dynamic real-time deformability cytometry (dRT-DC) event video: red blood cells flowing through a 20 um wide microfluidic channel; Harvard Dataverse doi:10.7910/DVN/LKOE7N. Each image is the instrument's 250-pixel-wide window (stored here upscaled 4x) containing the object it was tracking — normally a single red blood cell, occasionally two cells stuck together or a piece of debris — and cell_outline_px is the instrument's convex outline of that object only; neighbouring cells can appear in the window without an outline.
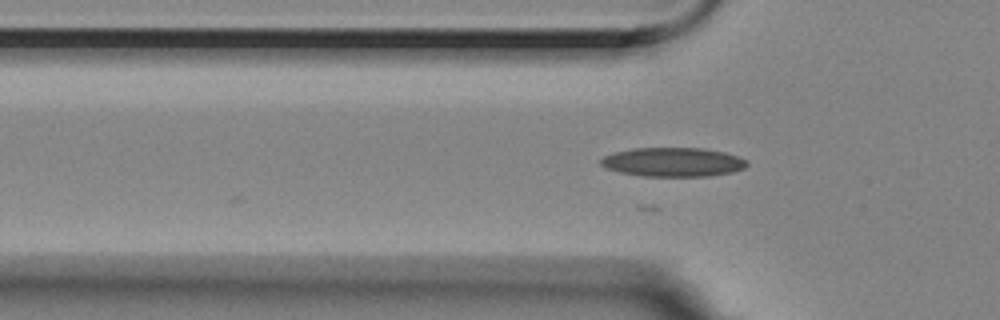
{"species": "Egyptian fruit bat (a non-hibernating species)", "species_latin": "Rousettus aegyptiacus", "temperature_condition": "room temperature", "stored_images_in_passage": 22, "camera_frame_rate_fps": 3000, "um_per_image_px": 0.085, "animal": {"sex": "female"}, "frame": {"image": 1, "passage_image": 6, "time_ms": 1.667, "image_size_px": [1000, 320], "cell_outline_px": [[748, 164], [744, 168], [732, 172], [704, 176], [644, 176], [620, 172], [604, 168], [600, 164], [600, 160], [604, 156], [612, 152], [632, 148], [704, 148], [724, 152], [748, 160]], "centroid_in_image_um": [57.17, 13.77], "position_along_channel_um": 68.6, "area_um2": 24.8}}
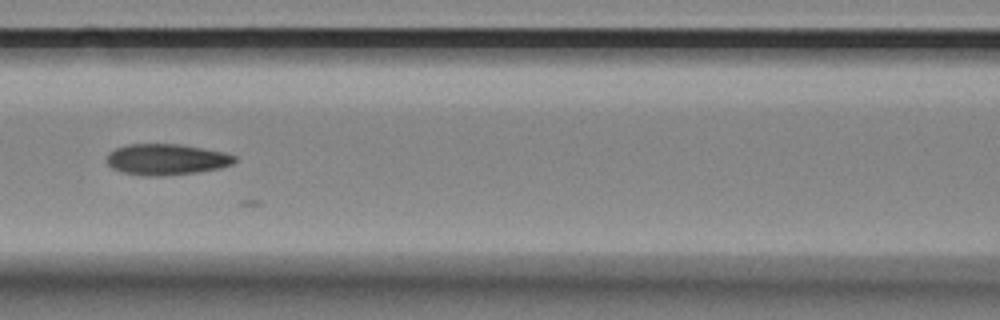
{"frame": {"image": 2, "passage_image": 13, "time_ms": 4.0, "image_size_px": [1000, 320], "cell_outline_px": [[236, 160], [232, 164], [220, 168], [196, 172], [160, 176], [148, 176], [124, 172], [112, 168], [108, 164], [108, 152], [116, 148], [128, 144], [180, 144], [204, 148], [224, 152], [236, 156]], "centroid_in_image_um": [14.16, 13.54], "position_along_channel_um": 152.4, "area_um2": 23.0}}
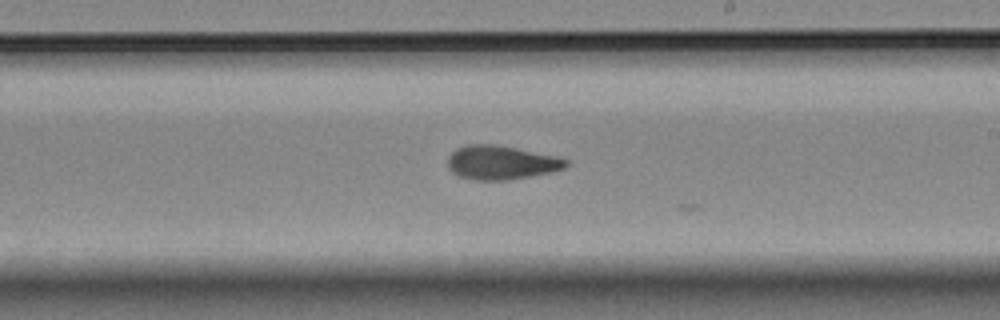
{"frame": {"image": 3, "passage_image": 21, "time_ms": 6.667, "image_size_px": [1000, 320], "cell_outline_px": [[568, 164], [564, 168], [548, 172], [528, 176], [504, 180], [476, 180], [460, 176], [452, 172], [448, 168], [448, 156], [456, 148], [464, 144], [496, 144], [516, 148], [552, 156], [568, 160]], "centroid_in_image_um": [42.52, 13.8], "position_along_channel_um": 246.5, "area_um2": 23.0}}